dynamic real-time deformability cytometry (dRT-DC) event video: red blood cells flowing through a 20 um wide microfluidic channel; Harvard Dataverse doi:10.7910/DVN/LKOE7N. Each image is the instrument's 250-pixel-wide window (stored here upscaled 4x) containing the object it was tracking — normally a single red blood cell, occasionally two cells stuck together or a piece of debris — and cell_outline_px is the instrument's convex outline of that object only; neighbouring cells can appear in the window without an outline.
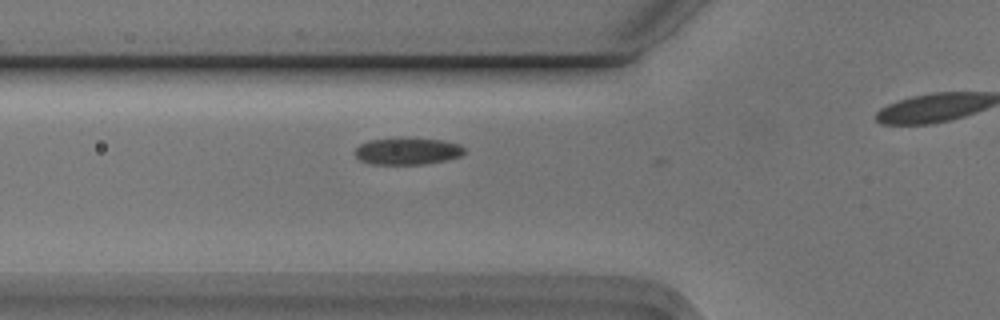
{"species": "Egyptian fruit bat (a non-hibernating species)", "species_latin": "Rousettus aegyptiacus", "temperature_condition": "cold", "stored_images_in_passage": 7, "camera_frame_rate_fps": 3000, "um_per_image_px": 0.085, "animal": {"sex": "male"}, "frame": {"image": 1, "passage_image": 2, "time_ms": 0.333, "image_size_px": [1000, 320], "cell_outline_px": [[464, 152], [460, 156], [444, 160], [424, 164], [368, 164], [360, 160], [356, 156], [356, 148], [360, 144], [368, 140], [444, 140], [460, 144], [464, 148]], "centroid_in_image_um": [34.63, 12.88], "position_along_channel_um": 91.2, "area_um2": 16.47}}
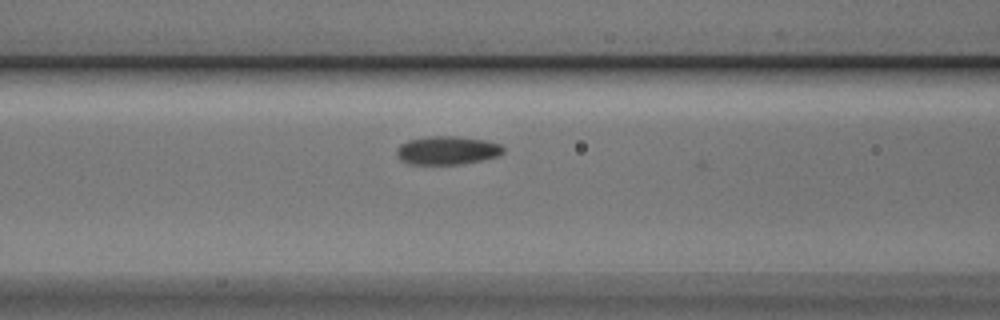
{"frame": {"image": 2, "passage_image": 5, "time_ms": 1.333, "image_size_px": [1000, 320], "cell_outline_px": [[504, 152], [496, 156], [480, 160], [460, 164], [408, 164], [400, 160], [396, 156], [396, 148], [400, 144], [408, 140], [428, 136], [456, 136], [484, 140], [500, 144], [504, 148]], "centroid_in_image_um": [37.95, 12.78], "position_along_channel_um": 128.6, "area_um2": 17.69}}